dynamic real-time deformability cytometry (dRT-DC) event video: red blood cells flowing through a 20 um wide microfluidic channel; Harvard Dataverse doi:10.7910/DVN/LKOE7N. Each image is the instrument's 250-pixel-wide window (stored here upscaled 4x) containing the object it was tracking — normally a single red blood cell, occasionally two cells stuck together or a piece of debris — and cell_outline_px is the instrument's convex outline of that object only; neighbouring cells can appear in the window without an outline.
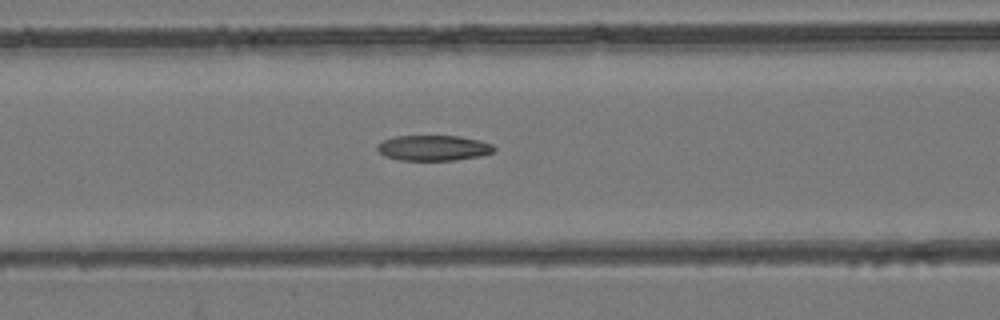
{"species": "common noctule bat (a hibernating species)", "species_latin": "Nyctalus noctula", "temperature_condition": "room temperature", "stored_images_in_passage": 37, "camera_frame_rate_fps": 3000, "um_per_image_px": 0.085, "animal": {"sex": "female", "body_mass_g": 24.6, "forearm_length_mm": 56.2}, "frame": {"image": 1, "passage_image": 10, "time_ms": 3.0, "image_size_px": [1000, 320], "cell_outline_px": [[496, 148], [492, 152], [480, 156], [452, 160], [400, 160], [384, 156], [376, 148], [376, 144], [384, 140], [396, 136], [460, 136], [480, 140], [492, 144]], "centroid_in_image_um": [36.83, 12.57], "position_along_channel_um": 129.8, "area_um2": 17.28}}
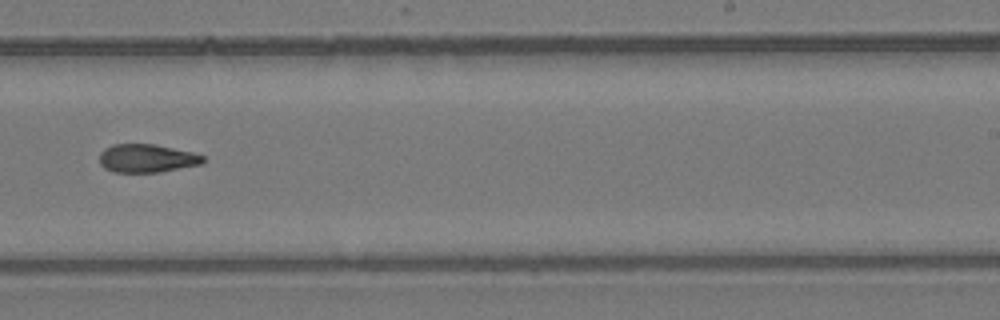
{"frame": {"image": 2, "passage_image": 20, "time_ms": 6.333, "image_size_px": [1000, 320], "cell_outline_px": [[204, 160], [200, 164], [160, 172], [116, 172], [104, 168], [100, 164], [100, 152], [104, 148], [112, 144], [156, 144], [192, 152], [204, 156]], "centroid_in_image_um": [12.45, 13.45], "position_along_channel_um": 276.5, "area_um2": 17.05}}
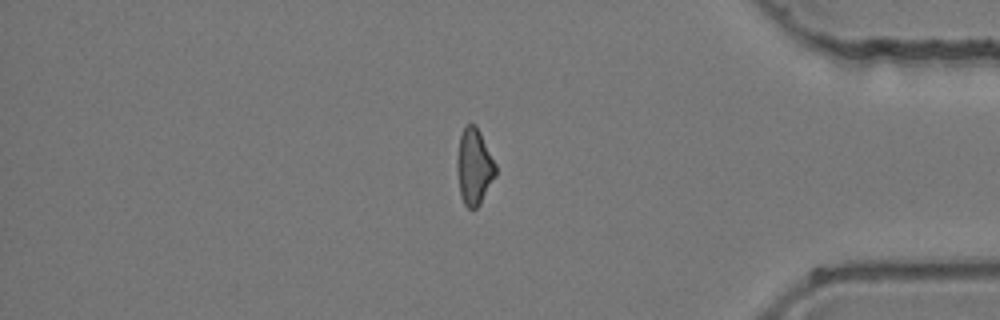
{"frame": {"image": 3, "passage_image": 30, "time_ms": 9.667, "image_size_px": [1000, 320], "cell_outline_px": [[496, 176], [480, 204], [476, 208], [468, 208], [464, 204], [460, 192], [456, 168], [456, 160], [460, 136], [464, 128], [468, 124], [476, 124], [496, 164]], "centroid_in_image_um": [40.3, 14.17], "position_along_channel_um": 394.9, "area_um2": 17.11}}